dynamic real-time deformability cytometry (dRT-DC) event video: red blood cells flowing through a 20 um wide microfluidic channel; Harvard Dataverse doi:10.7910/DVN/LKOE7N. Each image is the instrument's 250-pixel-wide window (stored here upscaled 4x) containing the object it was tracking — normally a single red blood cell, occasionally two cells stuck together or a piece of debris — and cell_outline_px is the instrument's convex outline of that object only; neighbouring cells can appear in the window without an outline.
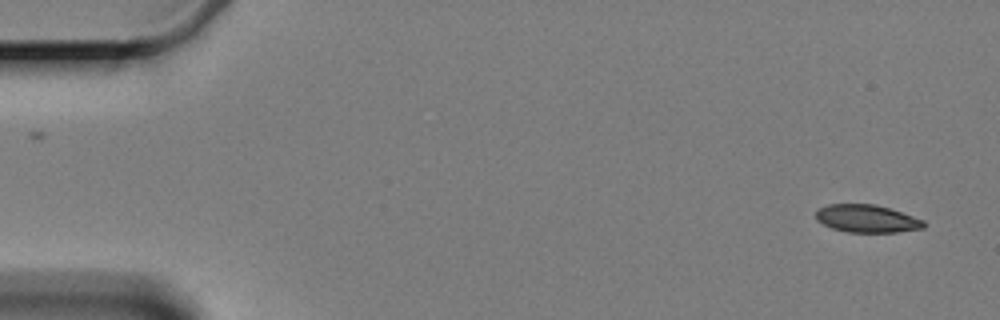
{"species": "Egyptian fruit bat (a non-hibernating species)", "species_latin": "Rousettus aegyptiacus", "temperature_condition": "cold", "stored_images_in_passage": 3, "camera_frame_rate_fps": 3000, "um_per_image_px": 0.085, "animal": {"sex": "female"}, "frame": {"image": 1, "passage_image": 3, "time_ms": 2.333, "image_size_px": [1000, 320], "cell_outline_px": [[924, 228], [896, 232], [848, 232], [832, 228], [816, 220], [816, 212], [820, 208], [828, 204], [876, 204], [924, 220]], "centroid_in_image_um": [73.67, 18.58], "position_along_channel_um": 11.3, "area_um2": 17.22}}